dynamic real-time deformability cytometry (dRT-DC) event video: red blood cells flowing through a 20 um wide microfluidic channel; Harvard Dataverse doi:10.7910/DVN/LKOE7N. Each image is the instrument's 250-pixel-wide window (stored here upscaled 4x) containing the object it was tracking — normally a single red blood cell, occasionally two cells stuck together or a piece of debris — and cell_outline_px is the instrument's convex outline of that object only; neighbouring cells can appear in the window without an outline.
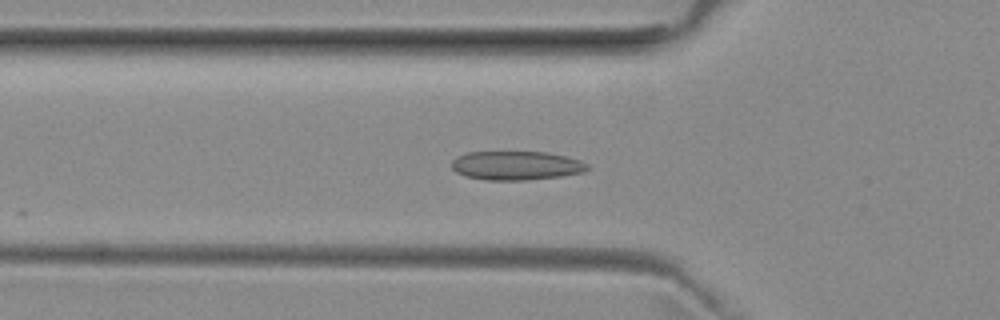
{"species": "common noctule bat (a hibernating species)", "species_latin": "Nyctalus noctula", "temperature_condition": "room temperature", "stored_images_in_passage": 27, "camera_frame_rate_fps": 3000, "um_per_image_px": 0.085, "animal": {"sex": "female", "body_mass_g": 29.2, "forearm_length_mm": 56.3}, "frame": {"image": 1, "passage_image": 16, "time_ms": 5.0, "image_size_px": [1000, 320], "cell_outline_px": [[588, 168], [584, 172], [560, 176], [524, 180], [484, 180], [464, 176], [456, 172], [452, 168], [452, 160], [456, 156], [468, 152], [548, 152], [580, 160], [588, 164]], "centroid_in_image_um": [43.84, 14.07], "position_along_channel_um": 82.0, "area_um2": 22.89}}
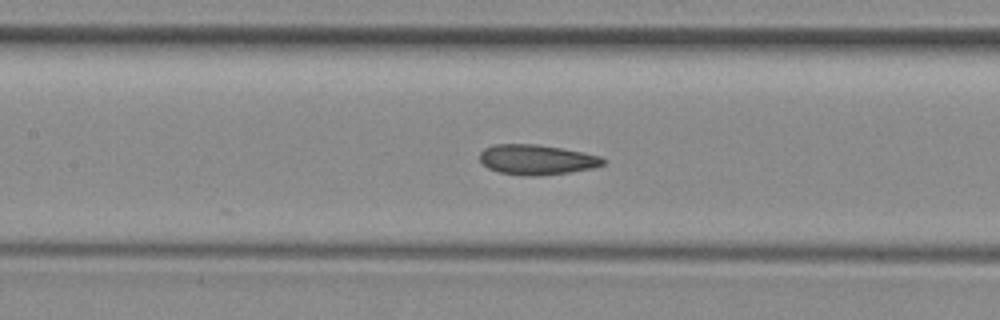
{"frame": {"image": 2, "passage_image": 22, "time_ms": 7.0, "image_size_px": [1000, 320], "cell_outline_px": [[608, 160], [604, 164], [596, 168], [540, 176], [524, 176], [500, 172], [488, 168], [480, 160], [480, 152], [484, 148], [492, 144], [536, 144], [564, 148], [584, 152], [600, 156]], "centroid_in_image_um": [45.66, 13.56], "position_along_channel_um": 161.7, "area_um2": 21.91}}
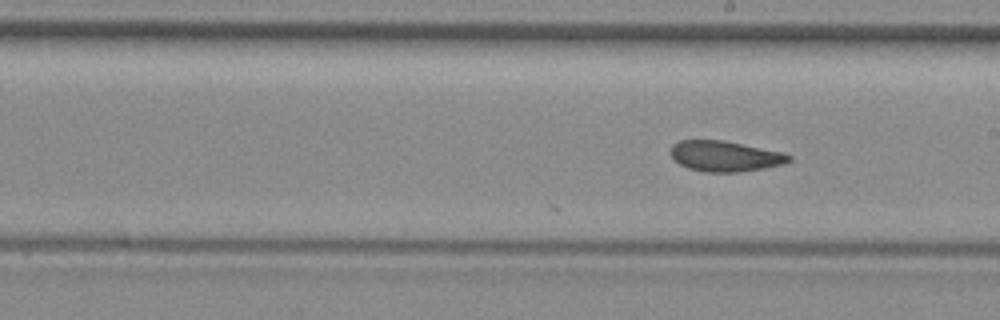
{"frame": {"image": 3, "passage_image": 27, "time_ms": 8.667, "image_size_px": [1000, 320], "cell_outline_px": [[792, 160], [784, 164], [764, 168], [740, 172], [704, 172], [688, 168], [680, 164], [672, 156], [672, 144], [680, 140], [724, 140], [784, 152], [792, 156]], "centroid_in_image_um": [61.68, 13.27], "position_along_channel_um": 227.3, "area_um2": 21.15}}